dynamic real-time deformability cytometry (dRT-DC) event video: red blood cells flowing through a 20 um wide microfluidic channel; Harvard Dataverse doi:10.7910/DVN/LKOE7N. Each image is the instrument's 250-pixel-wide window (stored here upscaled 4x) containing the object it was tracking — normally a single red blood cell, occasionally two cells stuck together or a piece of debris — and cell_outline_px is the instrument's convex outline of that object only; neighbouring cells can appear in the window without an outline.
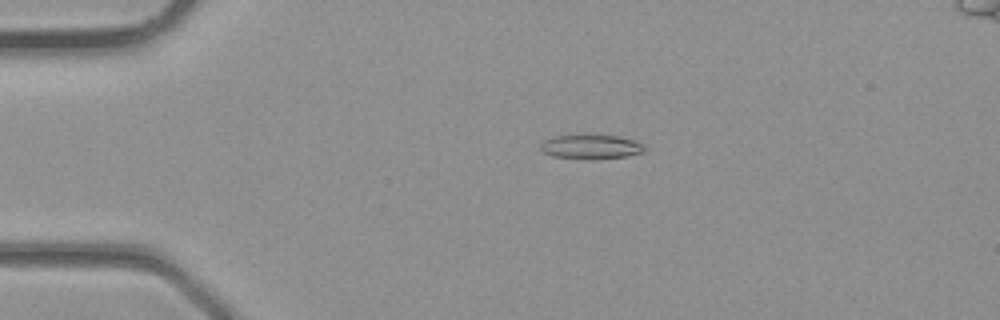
{"species": "common noctule bat (a hibernating species)", "species_latin": "Nyctalus noctula", "temperature_condition": "room temperature", "stored_images_in_passage": 3, "camera_frame_rate_fps": 3000, "um_per_image_px": 0.085, "animal": {"sex": "male", "body_mass_g": 23.1, "forearm_length_mm": 52.7}, "frame": {"image": 1, "passage_image": 2, "time_ms": 0.333, "image_size_px": [1000, 320], "cell_outline_px": [[644, 152], [628, 156], [552, 156], [544, 152], [540, 148], [540, 144], [544, 140], [556, 136], [616, 136], [632, 140], [644, 144]], "centroid_in_image_um": [50.24, 12.44], "position_along_channel_um": 34.8, "area_um2": 13.41}}
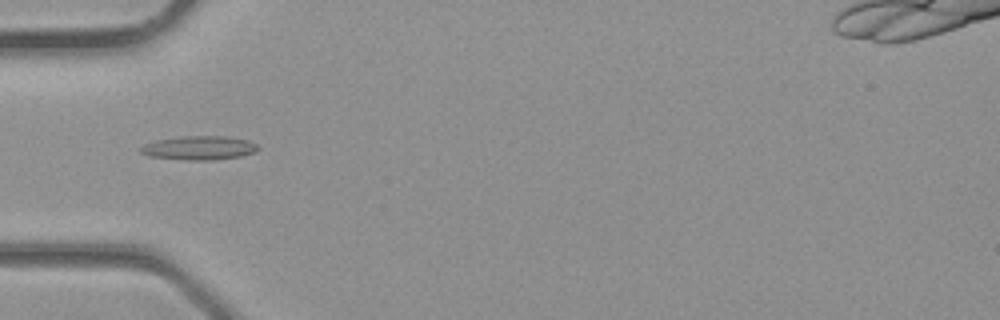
{"frame": {"image": 2, "passage_image": 3, "time_ms": 0.667, "image_size_px": [1000, 320], "cell_outline_px": [[260, 148], [256, 152], [240, 156], [212, 160], [184, 160], [148, 156], [140, 152], [140, 148], [144, 144], [156, 140], [180, 136], [228, 136], [248, 140], [256, 144]], "centroid_in_image_um": [16.93, 12.57], "position_along_channel_um": 68.1, "area_um2": 16.47}}